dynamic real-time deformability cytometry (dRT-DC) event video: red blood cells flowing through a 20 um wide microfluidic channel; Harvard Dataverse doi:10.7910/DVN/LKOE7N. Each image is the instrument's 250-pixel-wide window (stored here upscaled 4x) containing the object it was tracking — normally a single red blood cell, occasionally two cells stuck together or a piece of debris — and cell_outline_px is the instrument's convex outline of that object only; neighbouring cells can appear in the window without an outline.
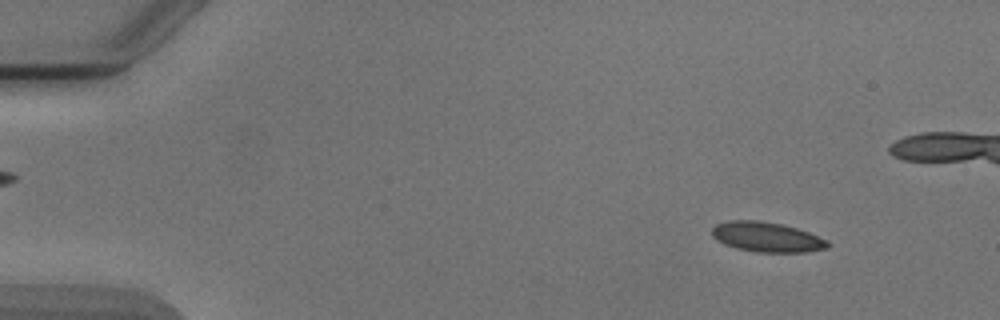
{"species": "Egyptian fruit bat (a non-hibernating species)", "species_latin": "Rousettus aegyptiacus", "temperature_condition": "cold", "stored_images_in_passage": 4, "camera_frame_rate_fps": 3000, "um_per_image_px": 0.085, "animal": {"sex": "male"}, "frame": {"image": 1, "passage_image": 1, "time_ms": 0.0, "image_size_px": [1000, 320], "cell_outline_px": [[832, 244], [828, 248], [808, 252], [756, 252], [736, 248], [724, 244], [716, 240], [712, 236], [712, 228], [716, 224], [728, 220], [760, 220], [780, 224], [796, 228], [808, 232], [828, 240]], "centroid_in_image_um": [65.18, 20.15], "position_along_channel_um": 19.8, "area_um2": 20.35}}